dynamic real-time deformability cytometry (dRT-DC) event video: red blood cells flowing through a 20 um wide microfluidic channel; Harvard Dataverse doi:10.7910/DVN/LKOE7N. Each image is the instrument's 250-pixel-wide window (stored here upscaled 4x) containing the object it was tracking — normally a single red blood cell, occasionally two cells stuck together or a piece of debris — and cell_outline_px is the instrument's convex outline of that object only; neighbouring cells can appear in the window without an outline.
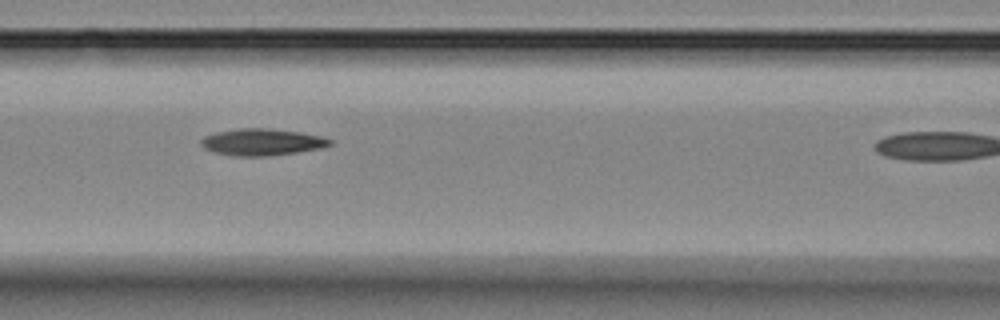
{"species": "Egyptian fruit bat (a non-hibernating species)", "species_latin": "Rousettus aegyptiacus", "temperature_condition": "room temperature", "stored_images_in_passage": 5, "segment_of_instrument_passage": [1, 2], "camera_frame_rate_fps": 3000, "um_per_image_px": 0.085, "animal": {"sex": "female"}, "frame": {"image": 1, "passage_image": 3, "time_ms": 2.333, "image_size_px": [1000, 320], "cell_outline_px": [[332, 144], [320, 148], [296, 152], [264, 156], [236, 156], [216, 152], [204, 148], [200, 144], [200, 140], [204, 136], [216, 132], [240, 128], [268, 128], [300, 132], [324, 136], [332, 140]], "centroid_in_image_um": [22.27, 12.06], "position_along_channel_um": 144.3, "area_um2": 20.0}}
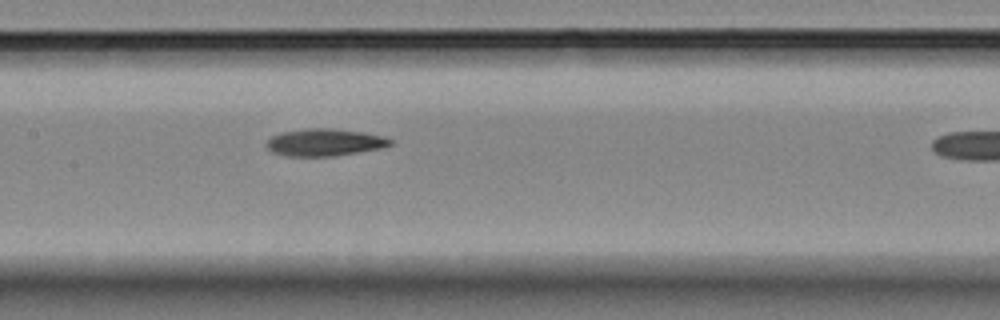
{"frame": {"image": 2, "passage_image": 4, "time_ms": 3.333, "image_size_px": [1000, 320], "cell_outline_px": [[392, 144], [380, 148], [332, 156], [288, 156], [272, 152], [264, 144], [272, 136], [280, 132], [308, 128], [332, 128], [364, 132], [384, 136], [392, 140]], "centroid_in_image_um": [27.57, 12.09], "position_along_channel_um": 179.8, "area_um2": 19.59}}